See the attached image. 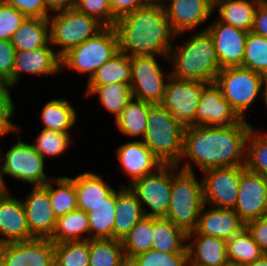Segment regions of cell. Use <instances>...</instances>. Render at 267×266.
<instances>
[{
    "mask_svg": "<svg viewBox=\"0 0 267 266\" xmlns=\"http://www.w3.org/2000/svg\"><path fill=\"white\" fill-rule=\"evenodd\" d=\"M251 128L246 119L230 126L186 127L181 159L189 157V161L179 168L193 172V162L202 172L212 168L245 166L246 139Z\"/></svg>",
    "mask_w": 267,
    "mask_h": 266,
    "instance_id": "cell-1",
    "label": "cell"
},
{
    "mask_svg": "<svg viewBox=\"0 0 267 266\" xmlns=\"http://www.w3.org/2000/svg\"><path fill=\"white\" fill-rule=\"evenodd\" d=\"M115 29L119 51L129 57L160 56L168 58L171 38H177L164 7L142 6L117 18Z\"/></svg>",
    "mask_w": 267,
    "mask_h": 266,
    "instance_id": "cell-2",
    "label": "cell"
},
{
    "mask_svg": "<svg viewBox=\"0 0 267 266\" xmlns=\"http://www.w3.org/2000/svg\"><path fill=\"white\" fill-rule=\"evenodd\" d=\"M167 60L172 63L171 76L185 81L214 83L221 70L215 45L206 28L192 34L178 48L172 46Z\"/></svg>",
    "mask_w": 267,
    "mask_h": 266,
    "instance_id": "cell-3",
    "label": "cell"
},
{
    "mask_svg": "<svg viewBox=\"0 0 267 266\" xmlns=\"http://www.w3.org/2000/svg\"><path fill=\"white\" fill-rule=\"evenodd\" d=\"M184 129L161 104H152L142 141L163 165L180 167Z\"/></svg>",
    "mask_w": 267,
    "mask_h": 266,
    "instance_id": "cell-4",
    "label": "cell"
},
{
    "mask_svg": "<svg viewBox=\"0 0 267 266\" xmlns=\"http://www.w3.org/2000/svg\"><path fill=\"white\" fill-rule=\"evenodd\" d=\"M204 205L202 181L195 172L172 165L171 198L165 218L189 233L196 229Z\"/></svg>",
    "mask_w": 267,
    "mask_h": 266,
    "instance_id": "cell-5",
    "label": "cell"
},
{
    "mask_svg": "<svg viewBox=\"0 0 267 266\" xmlns=\"http://www.w3.org/2000/svg\"><path fill=\"white\" fill-rule=\"evenodd\" d=\"M119 52V40L114 26L104 27L94 37L72 48L61 57V70L70 68L81 74L96 70Z\"/></svg>",
    "mask_w": 267,
    "mask_h": 266,
    "instance_id": "cell-6",
    "label": "cell"
},
{
    "mask_svg": "<svg viewBox=\"0 0 267 266\" xmlns=\"http://www.w3.org/2000/svg\"><path fill=\"white\" fill-rule=\"evenodd\" d=\"M52 14L48 17L50 43L52 46L62 47L56 51L60 58L104 28L95 18L78 11L75 7Z\"/></svg>",
    "mask_w": 267,
    "mask_h": 266,
    "instance_id": "cell-7",
    "label": "cell"
},
{
    "mask_svg": "<svg viewBox=\"0 0 267 266\" xmlns=\"http://www.w3.org/2000/svg\"><path fill=\"white\" fill-rule=\"evenodd\" d=\"M266 78L253 70L243 67H228L221 69L215 83L221 89L223 98L236 113L245 119V112L261 95Z\"/></svg>",
    "mask_w": 267,
    "mask_h": 266,
    "instance_id": "cell-8",
    "label": "cell"
},
{
    "mask_svg": "<svg viewBox=\"0 0 267 266\" xmlns=\"http://www.w3.org/2000/svg\"><path fill=\"white\" fill-rule=\"evenodd\" d=\"M20 131L16 132L17 142L0 158L3 165L0 166V179L7 190L4 176H11L16 180L30 183L34 186H44L51 179L45 174V159L35 148L23 142Z\"/></svg>",
    "mask_w": 267,
    "mask_h": 266,
    "instance_id": "cell-9",
    "label": "cell"
},
{
    "mask_svg": "<svg viewBox=\"0 0 267 266\" xmlns=\"http://www.w3.org/2000/svg\"><path fill=\"white\" fill-rule=\"evenodd\" d=\"M156 56H133L131 61V90L134 99L151 104H160L163 100L170 71L164 74ZM165 76V77H164ZM166 79V80H165Z\"/></svg>",
    "mask_w": 267,
    "mask_h": 266,
    "instance_id": "cell-10",
    "label": "cell"
},
{
    "mask_svg": "<svg viewBox=\"0 0 267 266\" xmlns=\"http://www.w3.org/2000/svg\"><path fill=\"white\" fill-rule=\"evenodd\" d=\"M172 165H163L156 172L134 181L129 188L135 193L147 217H166L171 198ZM144 203L146 205H144ZM146 206L150 211L145 210Z\"/></svg>",
    "mask_w": 267,
    "mask_h": 266,
    "instance_id": "cell-11",
    "label": "cell"
},
{
    "mask_svg": "<svg viewBox=\"0 0 267 266\" xmlns=\"http://www.w3.org/2000/svg\"><path fill=\"white\" fill-rule=\"evenodd\" d=\"M207 85L170 76L160 104L185 128L196 126V109L203 89Z\"/></svg>",
    "mask_w": 267,
    "mask_h": 266,
    "instance_id": "cell-12",
    "label": "cell"
},
{
    "mask_svg": "<svg viewBox=\"0 0 267 266\" xmlns=\"http://www.w3.org/2000/svg\"><path fill=\"white\" fill-rule=\"evenodd\" d=\"M204 203L214 208H234L238 198L241 166L203 171Z\"/></svg>",
    "mask_w": 267,
    "mask_h": 266,
    "instance_id": "cell-13",
    "label": "cell"
},
{
    "mask_svg": "<svg viewBox=\"0 0 267 266\" xmlns=\"http://www.w3.org/2000/svg\"><path fill=\"white\" fill-rule=\"evenodd\" d=\"M233 209L244 224L267 215V177L241 166L238 198Z\"/></svg>",
    "mask_w": 267,
    "mask_h": 266,
    "instance_id": "cell-14",
    "label": "cell"
},
{
    "mask_svg": "<svg viewBox=\"0 0 267 266\" xmlns=\"http://www.w3.org/2000/svg\"><path fill=\"white\" fill-rule=\"evenodd\" d=\"M0 266H54V243L33 238L0 244Z\"/></svg>",
    "mask_w": 267,
    "mask_h": 266,
    "instance_id": "cell-15",
    "label": "cell"
},
{
    "mask_svg": "<svg viewBox=\"0 0 267 266\" xmlns=\"http://www.w3.org/2000/svg\"><path fill=\"white\" fill-rule=\"evenodd\" d=\"M206 29L213 38L220 69L242 67L248 32L220 22L217 18Z\"/></svg>",
    "mask_w": 267,
    "mask_h": 266,
    "instance_id": "cell-16",
    "label": "cell"
},
{
    "mask_svg": "<svg viewBox=\"0 0 267 266\" xmlns=\"http://www.w3.org/2000/svg\"><path fill=\"white\" fill-rule=\"evenodd\" d=\"M30 234L34 238L50 239L57 218L51 208L49 192L43 186H34L22 200Z\"/></svg>",
    "mask_w": 267,
    "mask_h": 266,
    "instance_id": "cell-17",
    "label": "cell"
},
{
    "mask_svg": "<svg viewBox=\"0 0 267 266\" xmlns=\"http://www.w3.org/2000/svg\"><path fill=\"white\" fill-rule=\"evenodd\" d=\"M242 118L223 98L216 83H209L200 97L196 109V126H230L239 123Z\"/></svg>",
    "mask_w": 267,
    "mask_h": 266,
    "instance_id": "cell-18",
    "label": "cell"
},
{
    "mask_svg": "<svg viewBox=\"0 0 267 266\" xmlns=\"http://www.w3.org/2000/svg\"><path fill=\"white\" fill-rule=\"evenodd\" d=\"M61 72V58L52 48L51 43L30 51H16L12 69V85L18 84L20 73L54 76Z\"/></svg>",
    "mask_w": 267,
    "mask_h": 266,
    "instance_id": "cell-19",
    "label": "cell"
},
{
    "mask_svg": "<svg viewBox=\"0 0 267 266\" xmlns=\"http://www.w3.org/2000/svg\"><path fill=\"white\" fill-rule=\"evenodd\" d=\"M164 9L177 36L196 29L214 13L207 0H166Z\"/></svg>",
    "mask_w": 267,
    "mask_h": 266,
    "instance_id": "cell-20",
    "label": "cell"
},
{
    "mask_svg": "<svg viewBox=\"0 0 267 266\" xmlns=\"http://www.w3.org/2000/svg\"><path fill=\"white\" fill-rule=\"evenodd\" d=\"M116 154L122 171L130 178L127 186L163 166L142 140L129 141L118 146Z\"/></svg>",
    "mask_w": 267,
    "mask_h": 266,
    "instance_id": "cell-21",
    "label": "cell"
},
{
    "mask_svg": "<svg viewBox=\"0 0 267 266\" xmlns=\"http://www.w3.org/2000/svg\"><path fill=\"white\" fill-rule=\"evenodd\" d=\"M0 244L31 240L26 213L20 198L6 190L0 196Z\"/></svg>",
    "mask_w": 267,
    "mask_h": 266,
    "instance_id": "cell-22",
    "label": "cell"
},
{
    "mask_svg": "<svg viewBox=\"0 0 267 266\" xmlns=\"http://www.w3.org/2000/svg\"><path fill=\"white\" fill-rule=\"evenodd\" d=\"M187 242L189 266H227L229 264L226 240L198 234L194 230L187 233Z\"/></svg>",
    "mask_w": 267,
    "mask_h": 266,
    "instance_id": "cell-23",
    "label": "cell"
},
{
    "mask_svg": "<svg viewBox=\"0 0 267 266\" xmlns=\"http://www.w3.org/2000/svg\"><path fill=\"white\" fill-rule=\"evenodd\" d=\"M206 206L205 204L200 211L195 229L198 234L210 235L227 241L245 227L234 209L211 206L207 209Z\"/></svg>",
    "mask_w": 267,
    "mask_h": 266,
    "instance_id": "cell-24",
    "label": "cell"
},
{
    "mask_svg": "<svg viewBox=\"0 0 267 266\" xmlns=\"http://www.w3.org/2000/svg\"><path fill=\"white\" fill-rule=\"evenodd\" d=\"M115 213L113 238L118 240H122L145 217L142 205L129 186H122L116 191Z\"/></svg>",
    "mask_w": 267,
    "mask_h": 266,
    "instance_id": "cell-25",
    "label": "cell"
},
{
    "mask_svg": "<svg viewBox=\"0 0 267 266\" xmlns=\"http://www.w3.org/2000/svg\"><path fill=\"white\" fill-rule=\"evenodd\" d=\"M101 177L93 172L80 173V175L74 177L77 208L79 210L89 212L92 207L105 202L117 190Z\"/></svg>",
    "mask_w": 267,
    "mask_h": 266,
    "instance_id": "cell-26",
    "label": "cell"
},
{
    "mask_svg": "<svg viewBox=\"0 0 267 266\" xmlns=\"http://www.w3.org/2000/svg\"><path fill=\"white\" fill-rule=\"evenodd\" d=\"M10 41L16 51H30L47 46L50 43L48 18L27 17Z\"/></svg>",
    "mask_w": 267,
    "mask_h": 266,
    "instance_id": "cell-27",
    "label": "cell"
},
{
    "mask_svg": "<svg viewBox=\"0 0 267 266\" xmlns=\"http://www.w3.org/2000/svg\"><path fill=\"white\" fill-rule=\"evenodd\" d=\"M186 240L187 233L172 221L165 217H153L151 249L165 253L188 252Z\"/></svg>",
    "mask_w": 267,
    "mask_h": 266,
    "instance_id": "cell-28",
    "label": "cell"
},
{
    "mask_svg": "<svg viewBox=\"0 0 267 266\" xmlns=\"http://www.w3.org/2000/svg\"><path fill=\"white\" fill-rule=\"evenodd\" d=\"M260 0H225L214 9L218 11V20L235 28L251 32L254 15Z\"/></svg>",
    "mask_w": 267,
    "mask_h": 266,
    "instance_id": "cell-29",
    "label": "cell"
},
{
    "mask_svg": "<svg viewBox=\"0 0 267 266\" xmlns=\"http://www.w3.org/2000/svg\"><path fill=\"white\" fill-rule=\"evenodd\" d=\"M83 234L87 236L82 237ZM89 239V216L87 212L79 209L58 217L55 231L50 238L53 243Z\"/></svg>",
    "mask_w": 267,
    "mask_h": 266,
    "instance_id": "cell-30",
    "label": "cell"
},
{
    "mask_svg": "<svg viewBox=\"0 0 267 266\" xmlns=\"http://www.w3.org/2000/svg\"><path fill=\"white\" fill-rule=\"evenodd\" d=\"M65 98L48 101L41 110L42 129L70 133L76 123V110Z\"/></svg>",
    "mask_w": 267,
    "mask_h": 266,
    "instance_id": "cell-31",
    "label": "cell"
},
{
    "mask_svg": "<svg viewBox=\"0 0 267 266\" xmlns=\"http://www.w3.org/2000/svg\"><path fill=\"white\" fill-rule=\"evenodd\" d=\"M53 183L56 184L57 188ZM43 187L49 192L51 208L56 218L78 209L74 177L51 178Z\"/></svg>",
    "mask_w": 267,
    "mask_h": 266,
    "instance_id": "cell-32",
    "label": "cell"
},
{
    "mask_svg": "<svg viewBox=\"0 0 267 266\" xmlns=\"http://www.w3.org/2000/svg\"><path fill=\"white\" fill-rule=\"evenodd\" d=\"M87 96L98 95L100 103L116 118L133 99L130 85L111 83L106 85H87Z\"/></svg>",
    "mask_w": 267,
    "mask_h": 266,
    "instance_id": "cell-33",
    "label": "cell"
},
{
    "mask_svg": "<svg viewBox=\"0 0 267 266\" xmlns=\"http://www.w3.org/2000/svg\"><path fill=\"white\" fill-rule=\"evenodd\" d=\"M131 75L130 57L119 51L96 70L88 80L87 85H106L111 83L130 85Z\"/></svg>",
    "mask_w": 267,
    "mask_h": 266,
    "instance_id": "cell-34",
    "label": "cell"
},
{
    "mask_svg": "<svg viewBox=\"0 0 267 266\" xmlns=\"http://www.w3.org/2000/svg\"><path fill=\"white\" fill-rule=\"evenodd\" d=\"M116 190L105 200L87 212L89 216L90 239L113 238L116 216Z\"/></svg>",
    "mask_w": 267,
    "mask_h": 266,
    "instance_id": "cell-35",
    "label": "cell"
},
{
    "mask_svg": "<svg viewBox=\"0 0 267 266\" xmlns=\"http://www.w3.org/2000/svg\"><path fill=\"white\" fill-rule=\"evenodd\" d=\"M89 266H128L122 241L118 239H89Z\"/></svg>",
    "mask_w": 267,
    "mask_h": 266,
    "instance_id": "cell-36",
    "label": "cell"
},
{
    "mask_svg": "<svg viewBox=\"0 0 267 266\" xmlns=\"http://www.w3.org/2000/svg\"><path fill=\"white\" fill-rule=\"evenodd\" d=\"M151 103L132 99L116 118L118 129L125 135L131 137H144L147 128L148 109Z\"/></svg>",
    "mask_w": 267,
    "mask_h": 266,
    "instance_id": "cell-37",
    "label": "cell"
},
{
    "mask_svg": "<svg viewBox=\"0 0 267 266\" xmlns=\"http://www.w3.org/2000/svg\"><path fill=\"white\" fill-rule=\"evenodd\" d=\"M226 242L230 264L243 266L264 254L245 227Z\"/></svg>",
    "mask_w": 267,
    "mask_h": 266,
    "instance_id": "cell-38",
    "label": "cell"
},
{
    "mask_svg": "<svg viewBox=\"0 0 267 266\" xmlns=\"http://www.w3.org/2000/svg\"><path fill=\"white\" fill-rule=\"evenodd\" d=\"M245 168L267 177V134L253 126L246 139Z\"/></svg>",
    "mask_w": 267,
    "mask_h": 266,
    "instance_id": "cell-39",
    "label": "cell"
},
{
    "mask_svg": "<svg viewBox=\"0 0 267 266\" xmlns=\"http://www.w3.org/2000/svg\"><path fill=\"white\" fill-rule=\"evenodd\" d=\"M153 217L145 216L121 240L127 261L151 249Z\"/></svg>",
    "mask_w": 267,
    "mask_h": 266,
    "instance_id": "cell-40",
    "label": "cell"
},
{
    "mask_svg": "<svg viewBox=\"0 0 267 266\" xmlns=\"http://www.w3.org/2000/svg\"><path fill=\"white\" fill-rule=\"evenodd\" d=\"M89 240L54 243V266H89Z\"/></svg>",
    "mask_w": 267,
    "mask_h": 266,
    "instance_id": "cell-41",
    "label": "cell"
},
{
    "mask_svg": "<svg viewBox=\"0 0 267 266\" xmlns=\"http://www.w3.org/2000/svg\"><path fill=\"white\" fill-rule=\"evenodd\" d=\"M242 67L267 78V38L252 31L246 37Z\"/></svg>",
    "mask_w": 267,
    "mask_h": 266,
    "instance_id": "cell-42",
    "label": "cell"
},
{
    "mask_svg": "<svg viewBox=\"0 0 267 266\" xmlns=\"http://www.w3.org/2000/svg\"><path fill=\"white\" fill-rule=\"evenodd\" d=\"M71 140L70 133L41 129L35 143L31 145L45 159L64 153L72 143Z\"/></svg>",
    "mask_w": 267,
    "mask_h": 266,
    "instance_id": "cell-43",
    "label": "cell"
},
{
    "mask_svg": "<svg viewBox=\"0 0 267 266\" xmlns=\"http://www.w3.org/2000/svg\"><path fill=\"white\" fill-rule=\"evenodd\" d=\"M128 266H189L188 252L165 253L150 249L132 257Z\"/></svg>",
    "mask_w": 267,
    "mask_h": 266,
    "instance_id": "cell-44",
    "label": "cell"
},
{
    "mask_svg": "<svg viewBox=\"0 0 267 266\" xmlns=\"http://www.w3.org/2000/svg\"><path fill=\"white\" fill-rule=\"evenodd\" d=\"M74 7L95 18L104 27L115 26L117 18L113 15L109 0H75Z\"/></svg>",
    "mask_w": 267,
    "mask_h": 266,
    "instance_id": "cell-45",
    "label": "cell"
},
{
    "mask_svg": "<svg viewBox=\"0 0 267 266\" xmlns=\"http://www.w3.org/2000/svg\"><path fill=\"white\" fill-rule=\"evenodd\" d=\"M26 18L24 14L10 5L0 6V40L10 41Z\"/></svg>",
    "mask_w": 267,
    "mask_h": 266,
    "instance_id": "cell-46",
    "label": "cell"
},
{
    "mask_svg": "<svg viewBox=\"0 0 267 266\" xmlns=\"http://www.w3.org/2000/svg\"><path fill=\"white\" fill-rule=\"evenodd\" d=\"M5 4L10 5L31 18H48L49 13L43 0H5Z\"/></svg>",
    "mask_w": 267,
    "mask_h": 266,
    "instance_id": "cell-47",
    "label": "cell"
},
{
    "mask_svg": "<svg viewBox=\"0 0 267 266\" xmlns=\"http://www.w3.org/2000/svg\"><path fill=\"white\" fill-rule=\"evenodd\" d=\"M16 49L11 41L0 40V80L8 81L12 85V69Z\"/></svg>",
    "mask_w": 267,
    "mask_h": 266,
    "instance_id": "cell-48",
    "label": "cell"
},
{
    "mask_svg": "<svg viewBox=\"0 0 267 266\" xmlns=\"http://www.w3.org/2000/svg\"><path fill=\"white\" fill-rule=\"evenodd\" d=\"M245 228L251 234L253 240L258 244L263 253L267 254V215L250 221Z\"/></svg>",
    "mask_w": 267,
    "mask_h": 266,
    "instance_id": "cell-49",
    "label": "cell"
},
{
    "mask_svg": "<svg viewBox=\"0 0 267 266\" xmlns=\"http://www.w3.org/2000/svg\"><path fill=\"white\" fill-rule=\"evenodd\" d=\"M14 87L8 81L0 80V115H14L15 106L10 94V89Z\"/></svg>",
    "mask_w": 267,
    "mask_h": 266,
    "instance_id": "cell-50",
    "label": "cell"
},
{
    "mask_svg": "<svg viewBox=\"0 0 267 266\" xmlns=\"http://www.w3.org/2000/svg\"><path fill=\"white\" fill-rule=\"evenodd\" d=\"M252 32L267 38V3L263 0L257 5Z\"/></svg>",
    "mask_w": 267,
    "mask_h": 266,
    "instance_id": "cell-51",
    "label": "cell"
},
{
    "mask_svg": "<svg viewBox=\"0 0 267 266\" xmlns=\"http://www.w3.org/2000/svg\"><path fill=\"white\" fill-rule=\"evenodd\" d=\"M113 15L116 18L143 6L142 0H109Z\"/></svg>",
    "mask_w": 267,
    "mask_h": 266,
    "instance_id": "cell-52",
    "label": "cell"
},
{
    "mask_svg": "<svg viewBox=\"0 0 267 266\" xmlns=\"http://www.w3.org/2000/svg\"><path fill=\"white\" fill-rule=\"evenodd\" d=\"M43 2L46 9L49 12L51 11V14L72 8L75 5V0H43Z\"/></svg>",
    "mask_w": 267,
    "mask_h": 266,
    "instance_id": "cell-53",
    "label": "cell"
},
{
    "mask_svg": "<svg viewBox=\"0 0 267 266\" xmlns=\"http://www.w3.org/2000/svg\"><path fill=\"white\" fill-rule=\"evenodd\" d=\"M14 115H0V138L5 134L8 135L9 132H17L18 127L11 122Z\"/></svg>",
    "mask_w": 267,
    "mask_h": 266,
    "instance_id": "cell-54",
    "label": "cell"
},
{
    "mask_svg": "<svg viewBox=\"0 0 267 266\" xmlns=\"http://www.w3.org/2000/svg\"><path fill=\"white\" fill-rule=\"evenodd\" d=\"M243 266H267V254L264 253L259 259L253 262L244 264Z\"/></svg>",
    "mask_w": 267,
    "mask_h": 266,
    "instance_id": "cell-55",
    "label": "cell"
},
{
    "mask_svg": "<svg viewBox=\"0 0 267 266\" xmlns=\"http://www.w3.org/2000/svg\"><path fill=\"white\" fill-rule=\"evenodd\" d=\"M166 0H142L143 6L164 7Z\"/></svg>",
    "mask_w": 267,
    "mask_h": 266,
    "instance_id": "cell-56",
    "label": "cell"
},
{
    "mask_svg": "<svg viewBox=\"0 0 267 266\" xmlns=\"http://www.w3.org/2000/svg\"><path fill=\"white\" fill-rule=\"evenodd\" d=\"M262 98L265 101V105L267 106V78L264 82L263 89H262Z\"/></svg>",
    "mask_w": 267,
    "mask_h": 266,
    "instance_id": "cell-57",
    "label": "cell"
},
{
    "mask_svg": "<svg viewBox=\"0 0 267 266\" xmlns=\"http://www.w3.org/2000/svg\"><path fill=\"white\" fill-rule=\"evenodd\" d=\"M225 0H207V2L215 9V7Z\"/></svg>",
    "mask_w": 267,
    "mask_h": 266,
    "instance_id": "cell-58",
    "label": "cell"
},
{
    "mask_svg": "<svg viewBox=\"0 0 267 266\" xmlns=\"http://www.w3.org/2000/svg\"><path fill=\"white\" fill-rule=\"evenodd\" d=\"M6 191L5 187L3 186L1 179H0V196Z\"/></svg>",
    "mask_w": 267,
    "mask_h": 266,
    "instance_id": "cell-59",
    "label": "cell"
},
{
    "mask_svg": "<svg viewBox=\"0 0 267 266\" xmlns=\"http://www.w3.org/2000/svg\"><path fill=\"white\" fill-rule=\"evenodd\" d=\"M3 4H5V0H0V6H2Z\"/></svg>",
    "mask_w": 267,
    "mask_h": 266,
    "instance_id": "cell-60",
    "label": "cell"
},
{
    "mask_svg": "<svg viewBox=\"0 0 267 266\" xmlns=\"http://www.w3.org/2000/svg\"><path fill=\"white\" fill-rule=\"evenodd\" d=\"M227 266H241V265H236V264H228Z\"/></svg>",
    "mask_w": 267,
    "mask_h": 266,
    "instance_id": "cell-61",
    "label": "cell"
}]
</instances>
